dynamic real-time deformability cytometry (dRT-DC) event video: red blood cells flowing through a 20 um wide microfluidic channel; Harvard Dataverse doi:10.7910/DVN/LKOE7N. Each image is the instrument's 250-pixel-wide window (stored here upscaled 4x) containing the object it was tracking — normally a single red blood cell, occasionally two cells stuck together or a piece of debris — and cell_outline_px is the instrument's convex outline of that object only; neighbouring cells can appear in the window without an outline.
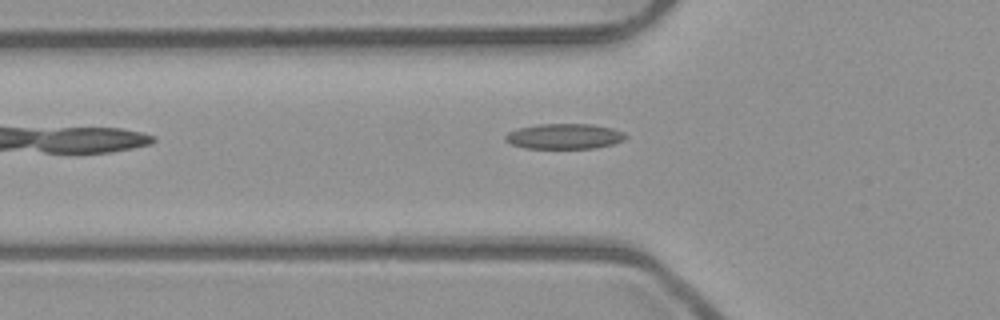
{"species": "common noctule bat (a hibernating species)", "species_latin": "Nyctalus noctula", "temperature_condition": "room temperature", "stored_images_in_passage": 6, "camera_frame_rate_fps": 3000, "um_per_image_px": 0.085, "animal": {"sex": "male", "body_mass_g": 23.1, "forearm_length_mm": 52.7}, "frame": {"image": 1, "passage_image": 6, "time_ms": 1.667, "image_size_px": [1000, 320], "cell_outline_px": [[628, 136], [624, 140], [612, 144], [596, 148], [524, 148], [512, 144], [504, 140], [504, 136], [508, 132], [520, 128], [540, 124], [592, 124], [612, 128], [624, 132]], "centroid_in_image_um": [47.99, 11.59], "position_along_channel_um": 77.8, "area_um2": 17.74}}